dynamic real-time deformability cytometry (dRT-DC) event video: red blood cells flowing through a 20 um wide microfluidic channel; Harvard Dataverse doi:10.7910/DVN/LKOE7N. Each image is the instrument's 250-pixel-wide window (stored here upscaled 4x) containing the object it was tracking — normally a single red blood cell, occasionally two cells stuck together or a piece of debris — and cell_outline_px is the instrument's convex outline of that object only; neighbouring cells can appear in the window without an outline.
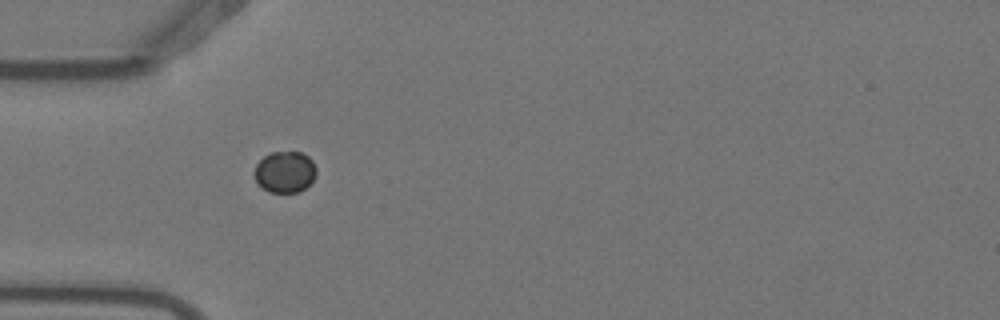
{"species": "Egyptian fruit bat (a non-hibernating species)", "species_latin": "Rousettus aegyptiacus", "temperature_condition": "warm", "stored_images_in_passage": 7, "camera_frame_rate_fps": 3000, "um_per_image_px": 0.085, "animal": {"sex": "female"}, "frame": {"image": 1, "passage_image": 6, "time_ms": 1.667, "image_size_px": [1000, 320], "cell_outline_px": [[316, 176], [300, 192], [268, 192], [256, 184], [252, 172], [256, 164], [264, 156], [272, 152], [300, 152], [308, 156], [312, 160], [316, 168]], "centroid_in_image_um": [24.17, 14.62], "position_along_channel_um": 60.8, "area_um2": 15.14}}
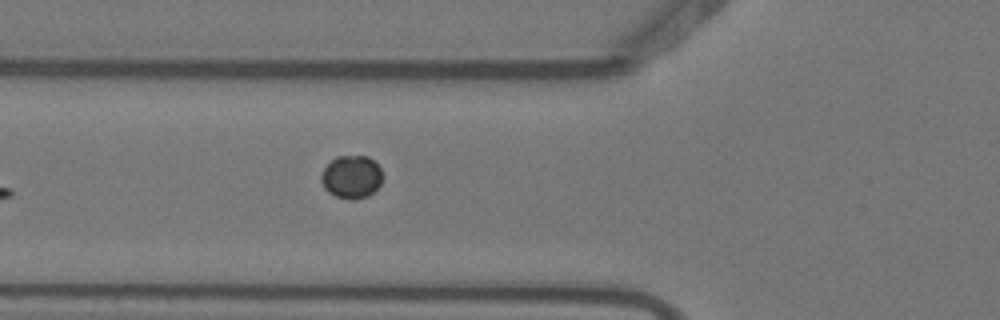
{"frame": {"image": 2, "passage_image": 7, "time_ms": 2.0, "image_size_px": [1000, 320], "cell_outline_px": [[384, 176], [380, 184], [368, 196], [352, 200], [336, 196], [328, 192], [324, 188], [320, 180], [320, 176], [324, 168], [336, 156], [368, 156], [380, 168]], "centroid_in_image_um": [29.87, 15.04], "position_along_channel_um": 95.9, "area_um2": 15.37}}